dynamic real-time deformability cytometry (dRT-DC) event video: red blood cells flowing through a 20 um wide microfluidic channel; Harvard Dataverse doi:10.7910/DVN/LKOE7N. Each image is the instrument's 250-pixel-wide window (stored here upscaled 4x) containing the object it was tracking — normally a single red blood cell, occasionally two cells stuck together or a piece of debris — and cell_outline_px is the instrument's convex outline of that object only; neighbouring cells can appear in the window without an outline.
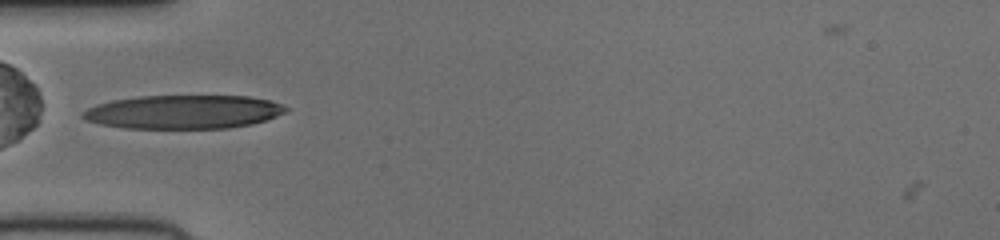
{"species": "human", "species_latin": "Homo sapiens", "temperature_condition": "cold", "stored_images_in_passage": 33, "camera_frame_rate_fps": 3000, "um_per_image_px": 0.085, "donor": {"sex": "female"}, "frame": {"image": 1, "passage_image": 1, "time_ms": 0.0, "image_size_px": [1000, 240], "cell_outline_px": [[288, 108], [284, 112], [268, 120], [252, 124], [228, 128], [124, 128], [100, 124], [88, 120], [80, 116], [88, 108], [96, 104], [112, 100], [140, 96], [248, 96], [268, 100], [280, 104]], "centroid_in_image_um": [15.59, 9.51], "position_along_channel_um": 69.4, "area_um2": 39.71}}